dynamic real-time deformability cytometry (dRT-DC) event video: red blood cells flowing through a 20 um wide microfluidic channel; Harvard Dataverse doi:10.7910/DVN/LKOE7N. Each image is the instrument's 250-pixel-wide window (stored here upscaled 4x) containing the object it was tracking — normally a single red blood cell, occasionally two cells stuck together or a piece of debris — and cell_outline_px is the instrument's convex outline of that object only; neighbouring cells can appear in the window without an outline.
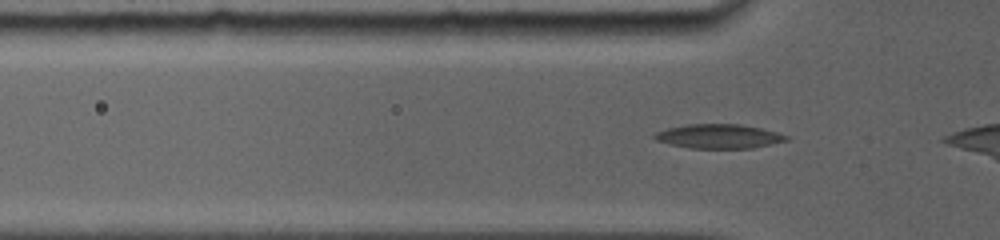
{"species": "common noctule bat (a hibernating species)", "species_latin": "Nyctalus noctula", "temperature_condition": "room temperature", "stored_images_in_passage": 35, "camera_frame_rate_fps": 5000, "um_per_image_px": 0.085, "animal": {"sex": "female", "body_mass_g": 19.0, "forearm_length_mm": 56.7}, "frame": {"image": 1, "passage_image": 5, "time_ms": 1.0, "image_size_px": [1000, 240], "cell_outline_px": [[788, 140], [772, 144], [752, 148], [688, 148], [656, 140], [652, 136], [656, 132], [668, 128], [684, 124], [740, 124], [760, 128], [776, 132], [788, 136]], "centroid_in_image_um": [61.09, 11.58], "position_along_channel_um": 64.7, "area_um2": 18.5}}
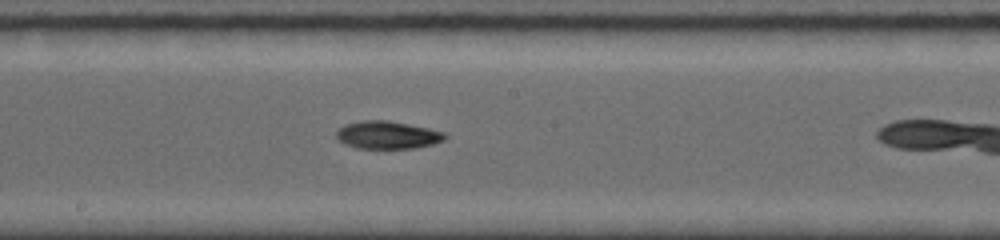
{"frame": {"image": 2, "passage_image": 19, "time_ms": 4.8, "image_size_px": [1000, 240], "cell_outline_px": [[448, 136], [444, 140], [432, 144], [416, 148], [356, 148], [344, 144], [336, 136], [336, 132], [344, 124], [364, 120], [388, 120], [428, 128], [444, 132]], "centroid_in_image_um": [32.94, 11.47], "position_along_channel_um": 215.3, "area_um2": 17.51}}
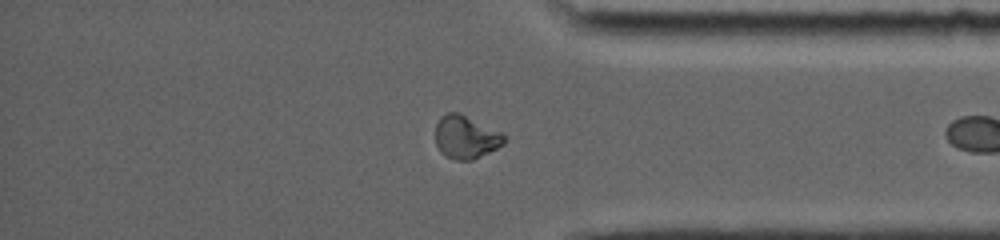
{"frame": {"image": 3, "passage_image": 32, "time_ms": 9.4, "image_size_px": [1000, 240], "cell_outline_px": [[504, 144], [472, 160], [456, 160], [440, 152], [436, 144], [436, 124], [440, 116], [448, 112], [460, 112], [500, 132], [504, 136]], "centroid_in_image_um": [39.56, 11.63], "position_along_channel_um": 395.6, "area_um2": 17.05}}